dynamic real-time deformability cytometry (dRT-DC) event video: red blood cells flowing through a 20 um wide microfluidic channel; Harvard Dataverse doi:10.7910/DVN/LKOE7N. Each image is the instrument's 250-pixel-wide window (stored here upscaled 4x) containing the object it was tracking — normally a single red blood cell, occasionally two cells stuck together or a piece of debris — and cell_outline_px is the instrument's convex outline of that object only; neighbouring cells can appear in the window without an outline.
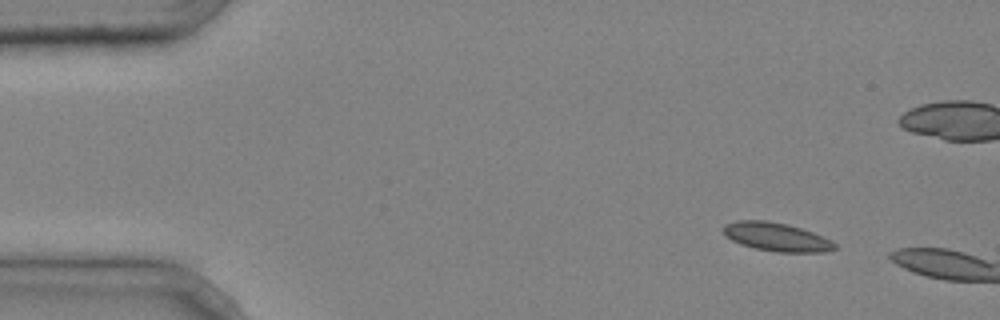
{"species": "common noctule bat (a hibernating species)", "species_latin": "Nyctalus noctula", "temperature_condition": "cold", "stored_images_in_passage": 3, "camera_frame_rate_fps": 3000, "um_per_image_px": 0.085, "animal": {"sex": "male", "body_mass_g": 20.4}, "frame": {"image": 1, "passage_image": 1, "time_ms": 0.0, "image_size_px": [1000, 320], "cell_outline_px": [[836, 248], [824, 252], [776, 252], [756, 248], [740, 244], [724, 236], [724, 224], [736, 220], [768, 220], [788, 224], [812, 232], [832, 240], [836, 244]], "centroid_in_image_um": [65.99, 20.13], "position_along_channel_um": 19.0, "area_um2": 18.55}}